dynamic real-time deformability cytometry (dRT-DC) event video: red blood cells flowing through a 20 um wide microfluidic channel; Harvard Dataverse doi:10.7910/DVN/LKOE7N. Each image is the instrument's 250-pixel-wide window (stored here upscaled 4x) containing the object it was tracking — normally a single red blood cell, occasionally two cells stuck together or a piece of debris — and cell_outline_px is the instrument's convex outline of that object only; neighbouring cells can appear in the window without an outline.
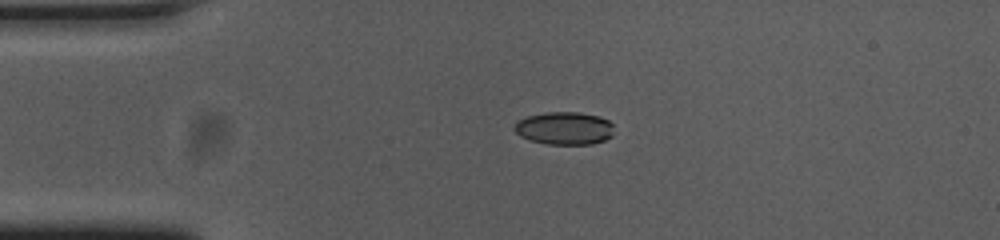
{"species": "common noctule bat (a hibernating species)", "species_latin": "Nyctalus noctula", "temperature_condition": "cold", "stored_images_in_passage": 45, "camera_frame_rate_fps": 3000, "um_per_image_px": 0.085, "animal": {"sex": "female", "body_mass_g": 23.0, "forearm_length_mm": 53.4}, "frame": {"image": 1, "passage_image": 2, "time_ms": 0.333, "image_size_px": [1000, 240], "cell_outline_px": [[612, 136], [604, 140], [592, 144], [548, 144], [532, 140], [520, 136], [512, 128], [516, 120], [528, 116], [548, 112], [580, 112], [600, 116], [608, 120], [612, 124]], "centroid_in_image_um": [47.96, 10.89], "position_along_channel_um": 37.0, "area_um2": 19.07}}
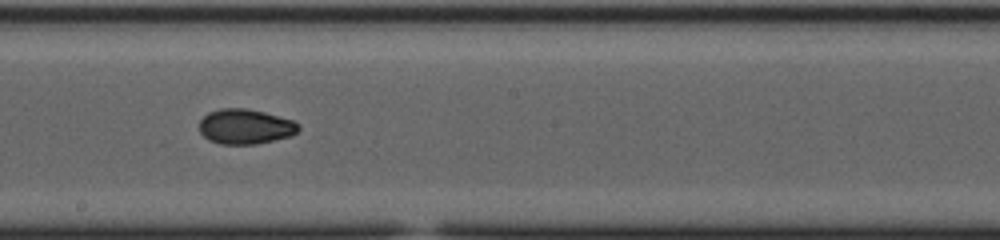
{"frame": {"image": 2, "passage_image": 20, "time_ms": 6.333, "image_size_px": [1000, 240], "cell_outline_px": [[300, 128], [292, 136], [256, 144], [220, 144], [208, 140], [200, 132], [200, 120], [208, 112], [220, 108], [244, 108], [264, 112], [292, 120], [300, 124]], "centroid_in_image_um": [20.85, 10.76], "position_along_channel_um": 227.4, "area_um2": 20.29}}
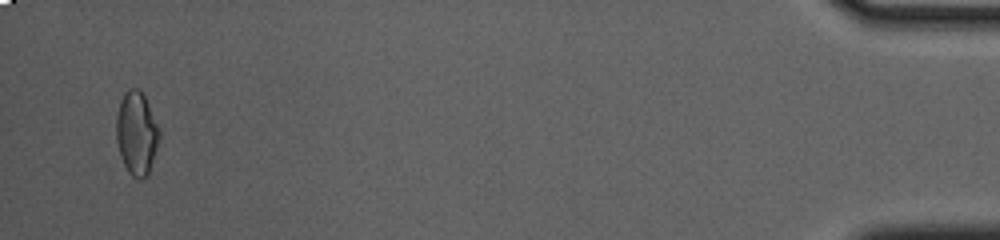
{"frame": {"image": 3, "passage_image": 43, "time_ms": 14.0, "image_size_px": [1000, 240], "cell_outline_px": [[160, 136], [148, 172], [140, 180], [132, 176], [128, 172], [120, 156], [116, 140], [116, 116], [120, 100], [124, 92], [128, 88], [140, 88], [148, 104], [160, 132]], "centroid_in_image_um": [11.57, 11.29], "position_along_channel_um": 423.6, "area_um2": 20.69}, "authors_computed_cell_mechanics": {"area_um2": 19.9988, "velocity_mm_per_s": 3.7081, "shape_relaxation_time_tau1_ms": 4.2549, "shape_relaxation_time_tau2_ms": 2.2581, "deformation_change_tau1": 0.1316, "deformation_change_tau2": 0.0474}}